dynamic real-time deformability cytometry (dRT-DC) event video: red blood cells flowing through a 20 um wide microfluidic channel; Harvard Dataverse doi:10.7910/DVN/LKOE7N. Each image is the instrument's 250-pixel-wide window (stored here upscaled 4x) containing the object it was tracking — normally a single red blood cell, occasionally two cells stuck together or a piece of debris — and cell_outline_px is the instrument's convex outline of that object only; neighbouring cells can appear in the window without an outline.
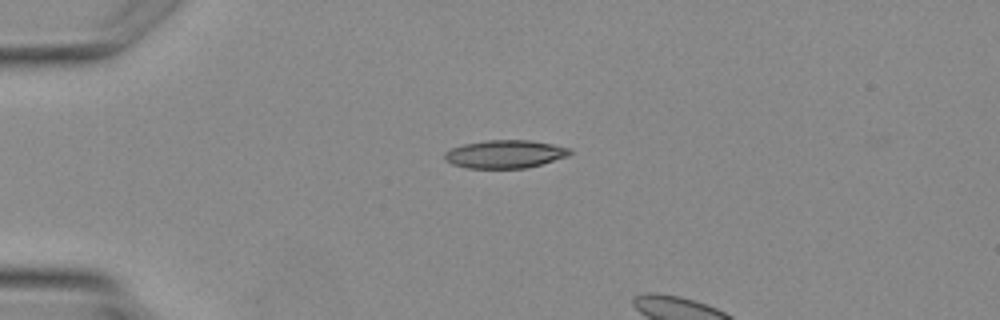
{"species": "Egyptian fruit bat (a non-hibernating species)", "species_latin": "Rousettus aegyptiacus", "temperature_condition": "warm", "stored_images_in_passage": 2, "camera_frame_rate_fps": 3000, "um_per_image_px": 0.085, "animal": {"sex": "female"}, "frame": {"image": 1, "passage_image": 2, "time_ms": 1.333, "image_size_px": [1000, 320], "cell_outline_px": [[572, 152], [568, 156], [528, 168], [468, 168], [452, 164], [444, 160], [444, 152], [452, 148], [464, 144], [484, 140], [532, 140], [552, 144], [568, 148]], "centroid_in_image_um": [42.9, 13.1], "position_along_channel_um": 42.1, "area_um2": 20.52}}